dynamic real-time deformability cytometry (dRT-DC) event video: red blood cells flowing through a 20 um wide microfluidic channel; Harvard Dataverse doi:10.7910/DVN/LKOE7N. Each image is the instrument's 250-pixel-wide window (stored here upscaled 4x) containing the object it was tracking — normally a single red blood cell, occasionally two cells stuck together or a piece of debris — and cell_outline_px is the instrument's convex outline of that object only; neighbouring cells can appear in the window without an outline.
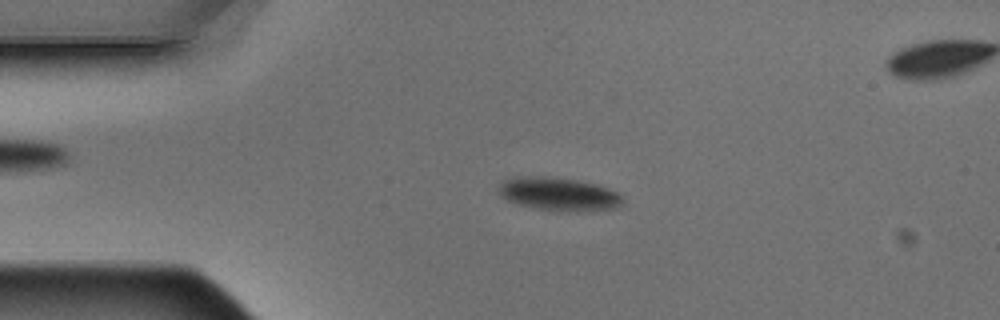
{"species": "Egyptian fruit bat (a non-hibernating species)", "species_latin": "Rousettus aegyptiacus", "temperature_condition": "warm", "stored_images_in_passage": 4, "segment_of_instrument_passage": [1, 2], "camera_frame_rate_fps": 3000, "um_per_image_px": 0.085, "animal": {"sex": "male"}, "frame": {"image": 1, "passage_image": 2, "time_ms": 0.333, "image_size_px": [1000, 320], "cell_outline_px": [[624, 200], [616, 208], [588, 212], [576, 212], [536, 208], [504, 200], [496, 192], [496, 188], [500, 180], [512, 176], [556, 176], [600, 184], [620, 192]], "centroid_in_image_um": [47.47, 16.47], "position_along_channel_um": 37.5, "area_um2": 25.09}}